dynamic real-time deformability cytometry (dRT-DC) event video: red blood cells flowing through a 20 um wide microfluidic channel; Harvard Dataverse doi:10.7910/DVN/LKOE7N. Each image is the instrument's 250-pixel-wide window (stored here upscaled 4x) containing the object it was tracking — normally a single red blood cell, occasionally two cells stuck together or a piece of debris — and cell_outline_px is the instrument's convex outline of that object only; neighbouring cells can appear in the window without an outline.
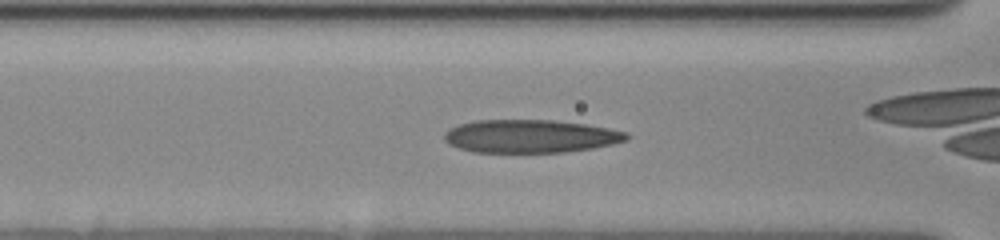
{"species": "human", "species_latin": "Homo sapiens", "temperature_condition": "cold", "stored_images_in_passage": 38, "camera_frame_rate_fps": 3000, "um_per_image_px": 0.085, "donor": {"sex": "female"}, "frame": {"image": 1, "passage_image": 5, "time_ms": 1.333, "image_size_px": [1000, 240], "cell_outline_px": [[628, 140], [612, 144], [592, 148], [564, 152], [472, 152], [448, 144], [444, 140], [444, 132], [448, 128], [460, 124], [476, 120], [552, 120], [584, 124], [608, 128], [624, 132], [628, 136]], "centroid_in_image_um": [45.03, 11.58], "position_along_channel_um": 121.6, "area_um2": 35.03}}
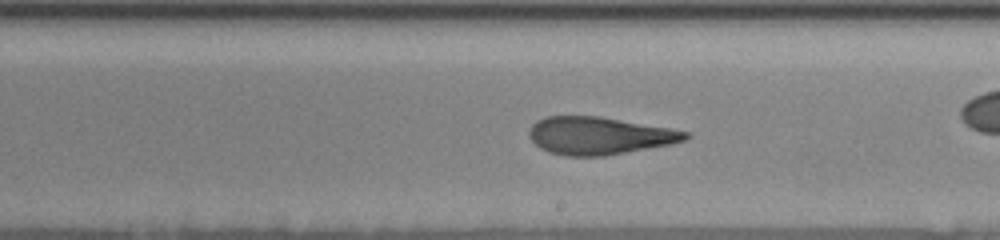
{"frame": {"image": 2, "passage_image": 15, "time_ms": 4.667, "image_size_px": [1000, 240], "cell_outline_px": [[688, 136], [684, 140], [672, 144], [604, 156], [564, 156], [548, 152], [540, 148], [528, 136], [528, 132], [532, 124], [536, 120], [544, 116], [600, 116], [668, 128], [688, 132]], "centroid_in_image_um": [50.87, 11.53], "position_along_channel_um": 238.1, "area_um2": 34.16}}
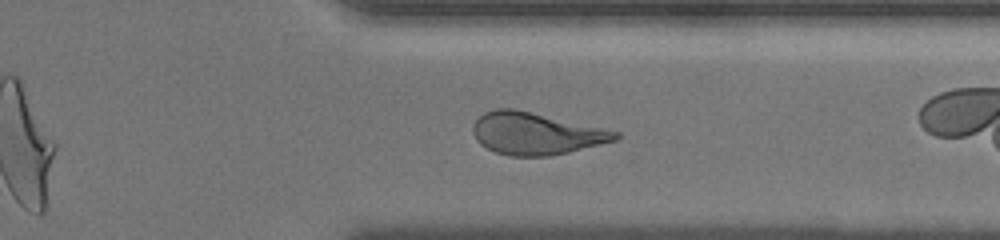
{"frame": {"image": 3, "passage_image": 26, "time_ms": 8.333, "image_size_px": [1000, 240], "cell_outline_px": [[620, 136], [616, 140], [568, 152], [548, 156], [512, 156], [496, 152], [480, 144], [476, 140], [472, 132], [472, 124], [484, 112], [496, 108], [512, 108], [620, 132]], "centroid_in_image_um": [45.5, 11.35], "position_along_channel_um": 365.9, "area_um2": 34.51}, "authors_computed_cell_mechanics": {"area_um2": 34.8534, "velocity_mm_per_s": 3.4826, "shape_relaxation_time_tau1_ms": 6.3933, "shape_relaxation_time_tau2_ms": 1.7755, "deformation_change_tau1": 0.2069, "deformation_change_tau2": 0.0984}}